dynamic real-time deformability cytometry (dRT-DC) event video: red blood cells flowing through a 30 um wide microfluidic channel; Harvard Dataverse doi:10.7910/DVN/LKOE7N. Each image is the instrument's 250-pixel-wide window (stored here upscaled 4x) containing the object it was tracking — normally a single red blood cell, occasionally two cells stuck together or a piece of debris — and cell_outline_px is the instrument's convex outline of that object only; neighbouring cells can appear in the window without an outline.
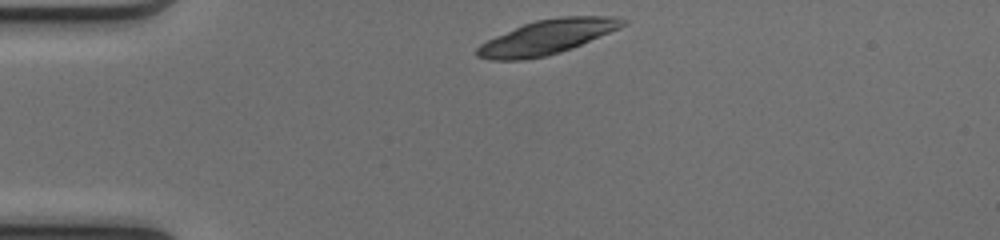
{"species": "common noctule bat (a hibernating species)", "species_latin": "Nyctalus noctula", "temperature_condition": "cold", "stored_images_in_passage": 39, "camera_frame_rate_fps": 3000, "um_per_image_px": 0.085, "animal": {"sex": "female", "body_mass_g": 17.0, "forearm_length_mm": 48.0}, "frame": {"image": 1, "passage_image": 1, "time_ms": 0.0, "image_size_px": [1000, 240], "cell_outline_px": [[628, 24], [620, 28], [572, 48], [560, 52], [544, 56], [524, 60], [488, 60], [476, 56], [476, 48], [480, 44], [496, 36], [524, 24], [536, 20], [560, 16], [612, 16], [624, 20]], "centroid_in_image_um": [46.5, 3.15], "position_along_channel_um": 38.5, "area_um2": 29.02}}